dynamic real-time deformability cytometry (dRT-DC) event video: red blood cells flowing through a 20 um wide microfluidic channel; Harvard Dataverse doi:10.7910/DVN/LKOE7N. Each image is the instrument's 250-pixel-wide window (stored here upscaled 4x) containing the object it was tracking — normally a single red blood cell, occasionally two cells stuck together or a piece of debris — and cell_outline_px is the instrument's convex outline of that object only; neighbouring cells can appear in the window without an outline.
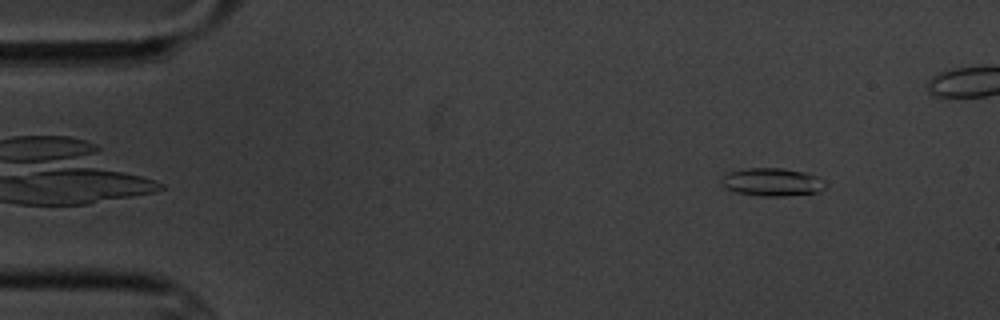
{"species": "common noctule bat (a hibernating species)", "species_latin": "Nyctalus noctula", "temperature_condition": "cold", "stored_images_in_passage": 5, "camera_frame_rate_fps": 3000, "um_per_image_px": 0.085, "animal": {"sex": "male", "body_mass_g": 20.1, "forearm_length_mm": 53.5}, "frame": {"image": 1, "passage_image": 5, "time_ms": 4.667, "image_size_px": [1000, 320], "cell_outline_px": [[828, 184], [820, 192], [784, 196], [760, 196], [736, 192], [724, 188], [720, 180], [728, 172], [744, 168], [784, 168], [804, 172], [828, 180]], "centroid_in_image_um": [65.67, 15.47], "position_along_channel_um": 19.3, "area_um2": 17.28}}